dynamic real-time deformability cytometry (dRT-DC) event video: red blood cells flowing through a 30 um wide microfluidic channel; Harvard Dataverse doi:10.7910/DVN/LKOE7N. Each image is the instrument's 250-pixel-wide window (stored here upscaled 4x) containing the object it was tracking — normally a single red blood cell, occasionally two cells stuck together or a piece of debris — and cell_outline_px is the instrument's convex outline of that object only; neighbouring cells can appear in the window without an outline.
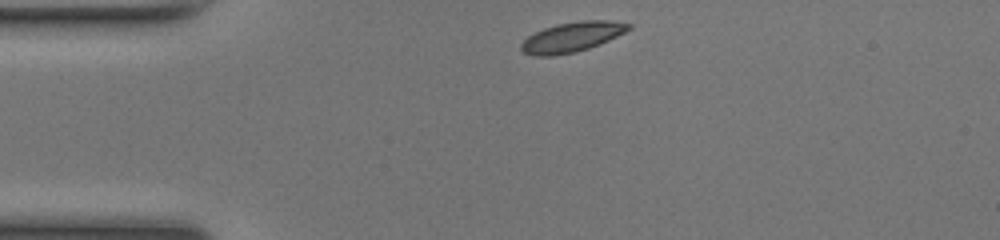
{"species": "common noctule bat (a hibernating species)", "species_latin": "Nyctalus noctula", "temperature_condition": "room temperature", "stored_images_in_passage": 40, "camera_frame_rate_fps": 3000, "um_per_image_px": 0.085, "animal": {"sex": "female", "body_mass_g": 17.0, "forearm_length_mm": 48.0}, "frame": {"image": 1, "passage_image": 1, "time_ms": 0.0, "image_size_px": [1000, 240], "cell_outline_px": [[632, 28], [600, 44], [576, 52], [552, 56], [532, 56], [524, 52], [520, 48], [520, 44], [528, 36], [544, 28], [556, 24], [580, 20], [608, 20], [632, 24]], "centroid_in_image_um": [48.61, 3.14], "position_along_channel_um": 36.4, "area_um2": 18.73}}
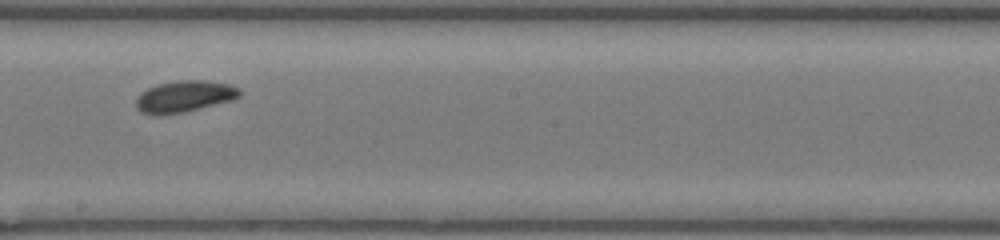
{"frame": {"image": 2, "passage_image": 18, "time_ms": 5.667, "image_size_px": [1000, 240], "cell_outline_px": [[240, 96], [232, 100], [184, 112], [160, 116], [152, 116], [140, 112], [136, 108], [136, 96], [140, 92], [156, 84], [184, 80], [204, 80], [228, 84], [240, 88]], "centroid_in_image_um": [15.61, 8.21], "position_along_channel_um": 232.6, "area_um2": 19.25}}
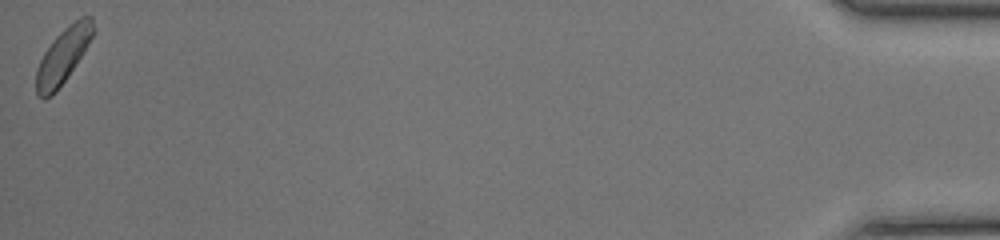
{"frame": {"image": 3, "passage_image": 40, "time_ms": 13.0, "image_size_px": [1000, 240], "cell_outline_px": [[96, 28], [84, 52], [56, 92], [52, 96], [44, 100], [36, 96], [36, 68], [44, 52], [52, 40], [64, 28], [80, 16], [92, 16]], "centroid_in_image_um": [5.35, 4.74], "position_along_channel_um": 429.9, "area_um2": 18.44}, "authors_computed_cell_mechanics": {"area_um2": 18.5538, "velocity_mm_per_s": 4.1098, "shape_relaxation_time_tau1_ms": null, "shape_relaxation_time_tau2_ms": 11.2148, "deformation_change_tau1": null, "deformation_change_tau2": 0.1167}}